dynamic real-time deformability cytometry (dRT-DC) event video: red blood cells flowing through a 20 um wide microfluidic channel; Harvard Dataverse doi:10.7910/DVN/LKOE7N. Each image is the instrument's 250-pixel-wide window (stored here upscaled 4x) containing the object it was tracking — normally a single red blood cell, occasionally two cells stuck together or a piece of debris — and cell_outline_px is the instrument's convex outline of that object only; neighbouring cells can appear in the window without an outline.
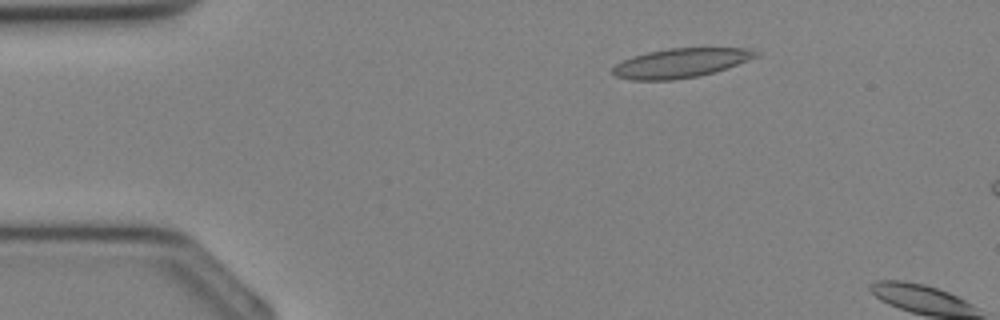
{"species": "Egyptian fruit bat (a non-hibernating species)", "species_latin": "Rousettus aegyptiacus", "temperature_condition": "cold", "stored_images_in_passage": 6, "camera_frame_rate_fps": 3000, "um_per_image_px": 0.085, "animal": {"sex": "female"}, "frame": {"image": 1, "passage_image": 4, "time_ms": 1.0, "image_size_px": [1000, 320], "cell_outline_px": [[760, 52], [756, 56], [728, 68], [716, 72], [696, 76], [672, 80], [632, 80], [616, 76], [612, 72], [612, 68], [616, 64], [632, 56], [648, 52], [668, 48], [748, 48]], "centroid_in_image_um": [57.85, 5.35], "position_along_channel_um": 27.2, "area_um2": 24.28}}